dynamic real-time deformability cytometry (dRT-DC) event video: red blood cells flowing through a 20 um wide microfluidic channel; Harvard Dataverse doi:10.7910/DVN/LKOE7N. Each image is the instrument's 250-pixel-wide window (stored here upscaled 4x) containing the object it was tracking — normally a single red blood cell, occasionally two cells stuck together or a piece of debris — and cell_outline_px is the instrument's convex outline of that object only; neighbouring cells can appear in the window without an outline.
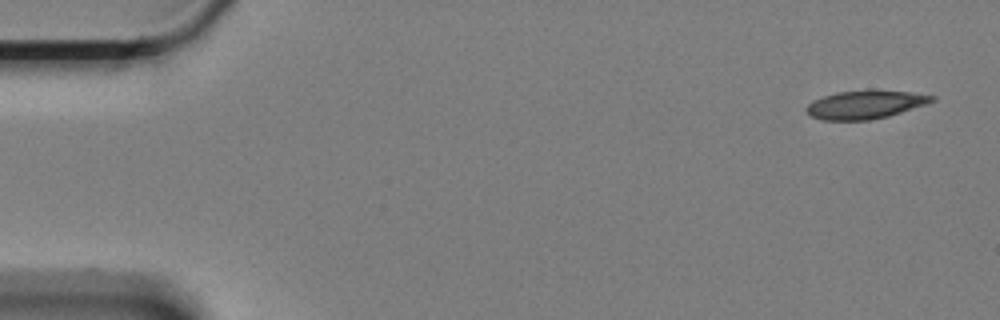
{"species": "Egyptian fruit bat (a non-hibernating species)", "species_latin": "Rousettus aegyptiacus", "temperature_condition": "cold", "stored_images_in_passage": 58, "camera_frame_rate_fps": 3000, "um_per_image_px": 0.085, "animal": {"sex": "female"}, "frame": {"image": 1, "passage_image": 1, "time_ms": 0.0, "image_size_px": [1000, 320], "cell_outline_px": [[936, 100], [888, 116], [868, 120], [820, 120], [812, 116], [804, 108], [808, 104], [824, 96], [836, 92], [868, 88], [908, 92], [936, 96]], "centroid_in_image_um": [73.53, 8.86], "position_along_channel_um": 11.5, "area_um2": 20.81}}
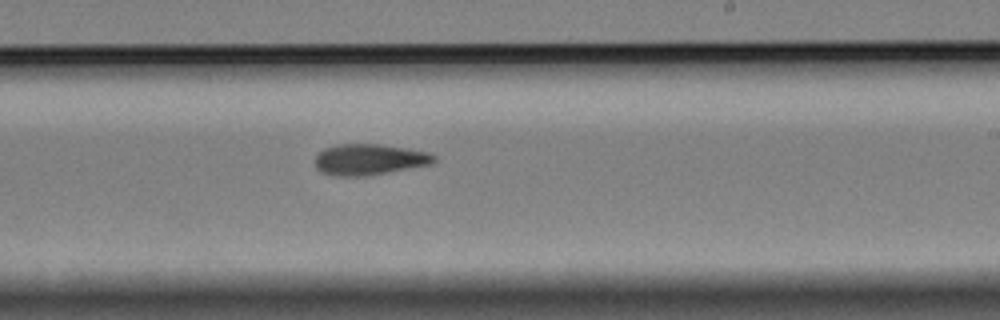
{"frame": {"image": 2, "passage_image": 34, "time_ms": 11.0, "image_size_px": [1000, 320], "cell_outline_px": [[436, 160], [432, 164], [388, 172], [364, 176], [336, 176], [320, 172], [316, 168], [316, 156], [324, 148], [336, 144], [380, 144], [408, 148], [428, 152], [436, 156]], "centroid_in_image_um": [31.39, 13.55], "position_along_channel_um": 257.6, "area_um2": 21.56}}
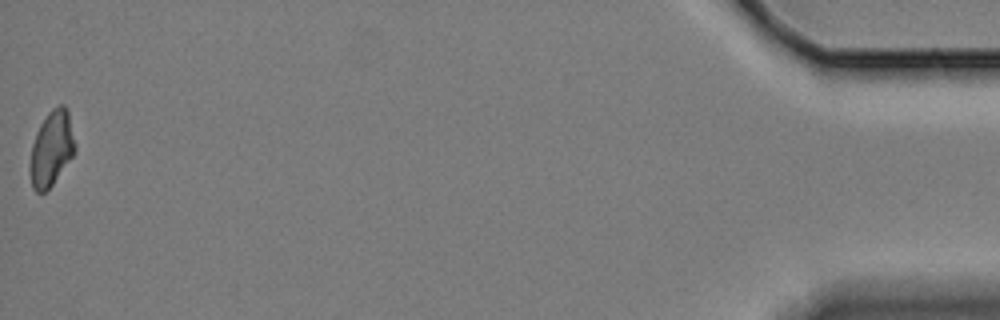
{"frame": {"image": 3, "passage_image": 58, "time_ms": 19.0, "image_size_px": [1000, 320], "cell_outline_px": [[76, 148], [72, 156], [52, 184], [44, 192], [36, 192], [32, 188], [28, 168], [32, 144], [36, 132], [40, 124], [48, 112], [52, 108], [60, 104], [64, 104], [68, 108], [76, 144]], "centroid_in_image_um": [4.36, 12.59], "position_along_channel_um": 430.8, "area_um2": 19.88}, "authors_computed_cell_mechanics": {"area_um2": 20.9814, "velocity_mm_per_s": 3.3226, "shape_relaxation_time_tau1_ms": 8.3371, "shape_relaxation_time_tau2_ms": 10.3132, "deformation_change_tau1": 0.1835, "deformation_change_tau2": 0.1959}}